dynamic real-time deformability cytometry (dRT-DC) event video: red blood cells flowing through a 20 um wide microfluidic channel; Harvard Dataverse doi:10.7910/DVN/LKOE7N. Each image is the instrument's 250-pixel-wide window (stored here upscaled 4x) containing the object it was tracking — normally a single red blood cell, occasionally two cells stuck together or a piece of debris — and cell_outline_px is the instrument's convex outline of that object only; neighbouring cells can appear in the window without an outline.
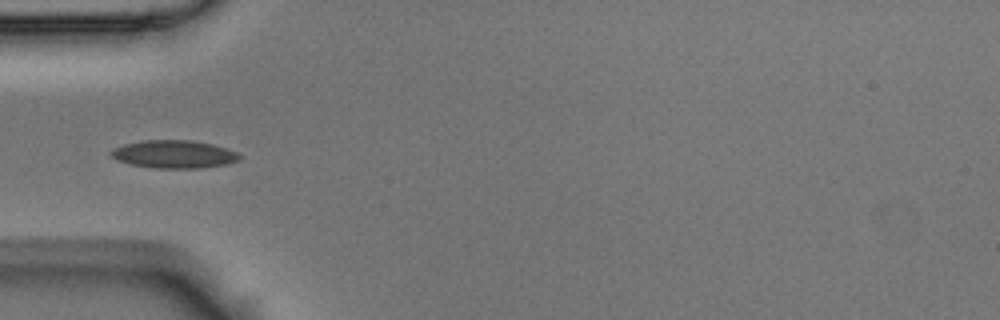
{"species": "Egyptian fruit bat (a non-hibernating species)", "species_latin": "Rousettus aegyptiacus", "temperature_condition": "room temperature", "stored_images_in_passage": 40, "camera_frame_rate_fps": 3000, "um_per_image_px": 0.085, "animal": {"sex": "male"}, "frame": {"image": 1, "passage_image": 1, "time_ms": 0.0, "image_size_px": [1000, 320], "cell_outline_px": [[240, 160], [228, 164], [200, 168], [156, 168], [132, 164], [116, 160], [108, 152], [112, 148], [124, 144], [140, 140], [192, 140], [212, 144], [236, 152], [240, 156]], "centroid_in_image_um": [14.76, 13.1], "position_along_channel_um": 70.2, "area_um2": 20.92}}
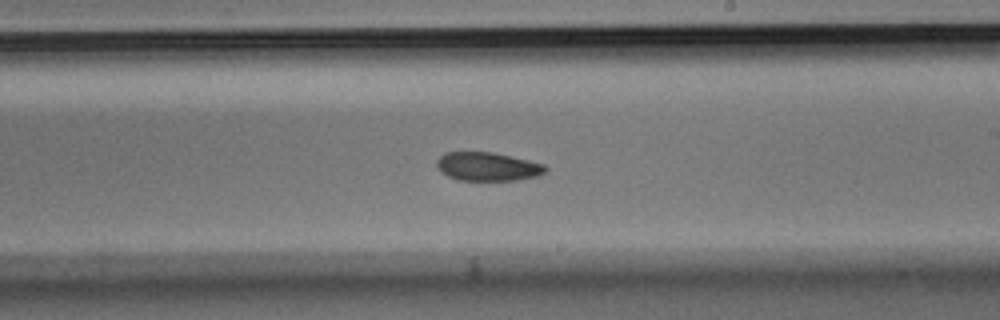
{"frame": {"image": 2, "passage_image": 16, "time_ms": 5.0, "image_size_px": [1000, 320], "cell_outline_px": [[548, 172], [540, 176], [516, 180], [460, 180], [448, 176], [440, 172], [436, 164], [436, 160], [444, 152], [492, 152], [528, 160], [544, 164], [548, 168]], "centroid_in_image_um": [41.47, 14.16], "position_along_channel_um": 247.5, "area_um2": 18.26}}
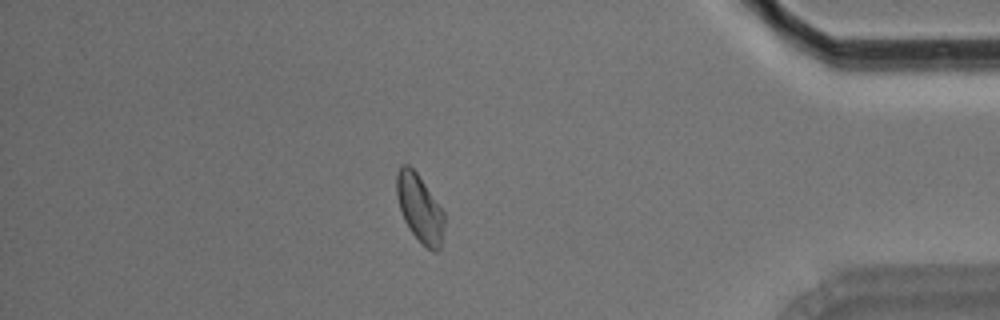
{"frame": {"image": 3, "passage_image": 32, "time_ms": 10.333, "image_size_px": [1000, 320], "cell_outline_px": [[444, 228], [440, 248], [436, 252], [428, 248], [408, 228], [404, 220], [396, 196], [396, 172], [400, 164], [408, 164], [416, 172], [444, 212]], "centroid_in_image_um": [35.65, 17.67], "position_along_channel_um": 399.5, "area_um2": 18.55}, "authors_computed_cell_mechanics": {"area_um2": 18.8428, "velocity_mm_per_s": 3.5376, "shape_relaxation_time_tau1_ms": 9.0482, "shape_relaxation_time_tau2_ms": 4.0646, "deformation_change_tau1": 0.1422, "deformation_change_tau2": 0.0717}}